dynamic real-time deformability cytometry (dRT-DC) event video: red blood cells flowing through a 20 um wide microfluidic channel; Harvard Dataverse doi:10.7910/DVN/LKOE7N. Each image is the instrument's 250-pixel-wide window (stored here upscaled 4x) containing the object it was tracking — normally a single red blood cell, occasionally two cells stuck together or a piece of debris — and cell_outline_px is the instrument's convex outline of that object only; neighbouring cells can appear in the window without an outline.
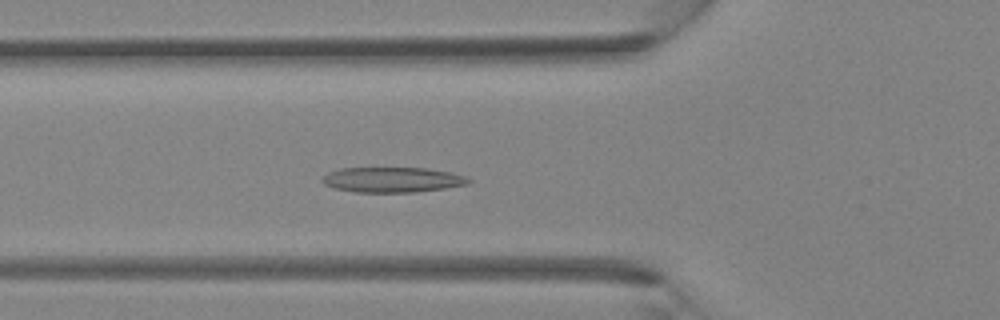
{"species": "Egyptian fruit bat (a non-hibernating species)", "species_latin": "Rousettus aegyptiacus", "temperature_condition": "room temperature", "stored_images_in_passage": 41, "camera_frame_rate_fps": 3000, "um_per_image_px": 0.085, "animal": {"sex": "female"}, "frame": {"image": 1, "passage_image": 15, "time_ms": 4.667, "image_size_px": [1000, 320], "cell_outline_px": [[472, 180], [468, 184], [444, 188], [412, 192], [356, 192], [336, 188], [324, 184], [320, 180], [328, 172], [340, 168], [428, 168], [448, 172], [464, 176]], "centroid_in_image_um": [33.33, 15.27], "position_along_channel_um": 92.5, "area_um2": 21.27}}
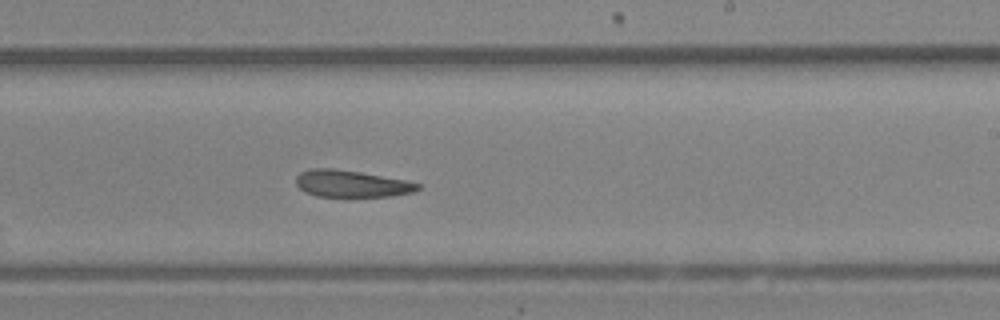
{"frame": {"image": 2, "passage_image": 25, "time_ms": 8.0, "image_size_px": [1000, 320], "cell_outline_px": [[420, 188], [412, 192], [392, 196], [316, 196], [304, 192], [296, 184], [296, 176], [300, 172], [312, 168], [332, 168], [360, 172], [408, 180], [420, 184]], "centroid_in_image_um": [29.86, 15.61], "position_along_channel_um": 259.1, "area_um2": 19.07}}
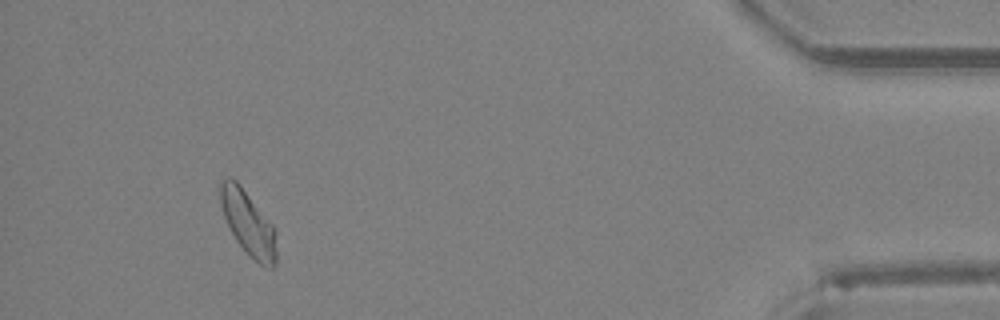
{"frame": {"image": 3, "passage_image": 38, "time_ms": 12.333, "image_size_px": [1000, 320], "cell_outline_px": [[276, 264], [272, 268], [264, 268], [244, 252], [228, 228], [220, 204], [220, 180], [228, 176], [232, 176], [240, 184], [276, 228]], "centroid_in_image_um": [21.1, 18.98], "position_along_channel_um": 414.1, "area_um2": 21.62}}